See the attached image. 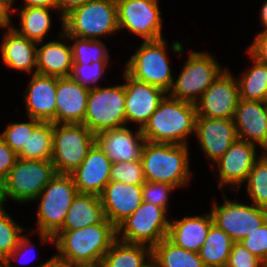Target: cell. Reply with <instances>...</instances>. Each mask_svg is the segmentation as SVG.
Segmentation results:
<instances>
[{"label":"cell","mask_w":267,"mask_h":267,"mask_svg":"<svg viewBox=\"0 0 267 267\" xmlns=\"http://www.w3.org/2000/svg\"><path fill=\"white\" fill-rule=\"evenodd\" d=\"M254 256L267 261V221L240 241Z\"/></svg>","instance_id":"41"},{"label":"cell","mask_w":267,"mask_h":267,"mask_svg":"<svg viewBox=\"0 0 267 267\" xmlns=\"http://www.w3.org/2000/svg\"><path fill=\"white\" fill-rule=\"evenodd\" d=\"M234 241L216 224H212L199 256L205 267H226Z\"/></svg>","instance_id":"31"},{"label":"cell","mask_w":267,"mask_h":267,"mask_svg":"<svg viewBox=\"0 0 267 267\" xmlns=\"http://www.w3.org/2000/svg\"><path fill=\"white\" fill-rule=\"evenodd\" d=\"M184 63L177 80L173 81L168 95L192 103H195L226 69L219 65L214 56L202 51H192Z\"/></svg>","instance_id":"9"},{"label":"cell","mask_w":267,"mask_h":267,"mask_svg":"<svg viewBox=\"0 0 267 267\" xmlns=\"http://www.w3.org/2000/svg\"><path fill=\"white\" fill-rule=\"evenodd\" d=\"M37 45L36 73L56 77H70L73 66L71 44L59 39Z\"/></svg>","instance_id":"26"},{"label":"cell","mask_w":267,"mask_h":267,"mask_svg":"<svg viewBox=\"0 0 267 267\" xmlns=\"http://www.w3.org/2000/svg\"><path fill=\"white\" fill-rule=\"evenodd\" d=\"M36 267H75L69 261L59 258L56 254Z\"/></svg>","instance_id":"49"},{"label":"cell","mask_w":267,"mask_h":267,"mask_svg":"<svg viewBox=\"0 0 267 267\" xmlns=\"http://www.w3.org/2000/svg\"><path fill=\"white\" fill-rule=\"evenodd\" d=\"M239 99L237 79L226 68L195 102L197 116L233 119Z\"/></svg>","instance_id":"14"},{"label":"cell","mask_w":267,"mask_h":267,"mask_svg":"<svg viewBox=\"0 0 267 267\" xmlns=\"http://www.w3.org/2000/svg\"><path fill=\"white\" fill-rule=\"evenodd\" d=\"M188 147L146 141L141 153L146 181L166 183L178 189L188 185L192 173Z\"/></svg>","instance_id":"3"},{"label":"cell","mask_w":267,"mask_h":267,"mask_svg":"<svg viewBox=\"0 0 267 267\" xmlns=\"http://www.w3.org/2000/svg\"><path fill=\"white\" fill-rule=\"evenodd\" d=\"M222 205L213 202L211 214L214 224L223 230L234 242H240L247 234L257 230L267 221V209L242 204L228 199L223 192Z\"/></svg>","instance_id":"12"},{"label":"cell","mask_w":267,"mask_h":267,"mask_svg":"<svg viewBox=\"0 0 267 267\" xmlns=\"http://www.w3.org/2000/svg\"><path fill=\"white\" fill-rule=\"evenodd\" d=\"M257 267H267V261H261Z\"/></svg>","instance_id":"51"},{"label":"cell","mask_w":267,"mask_h":267,"mask_svg":"<svg viewBox=\"0 0 267 267\" xmlns=\"http://www.w3.org/2000/svg\"><path fill=\"white\" fill-rule=\"evenodd\" d=\"M106 220L100 196L78 193L68 209L60 230H76Z\"/></svg>","instance_id":"27"},{"label":"cell","mask_w":267,"mask_h":267,"mask_svg":"<svg viewBox=\"0 0 267 267\" xmlns=\"http://www.w3.org/2000/svg\"><path fill=\"white\" fill-rule=\"evenodd\" d=\"M213 223L211 212L179 220L171 217L166 238L180 248L198 253Z\"/></svg>","instance_id":"24"},{"label":"cell","mask_w":267,"mask_h":267,"mask_svg":"<svg viewBox=\"0 0 267 267\" xmlns=\"http://www.w3.org/2000/svg\"><path fill=\"white\" fill-rule=\"evenodd\" d=\"M111 165L109 157L94 143L80 166L70 173L77 191L100 196L110 182Z\"/></svg>","instance_id":"19"},{"label":"cell","mask_w":267,"mask_h":267,"mask_svg":"<svg viewBox=\"0 0 267 267\" xmlns=\"http://www.w3.org/2000/svg\"><path fill=\"white\" fill-rule=\"evenodd\" d=\"M28 122H11L0 133L3 141L16 153L21 151L33 130L41 123L40 120L28 117Z\"/></svg>","instance_id":"37"},{"label":"cell","mask_w":267,"mask_h":267,"mask_svg":"<svg viewBox=\"0 0 267 267\" xmlns=\"http://www.w3.org/2000/svg\"><path fill=\"white\" fill-rule=\"evenodd\" d=\"M57 77L34 73L25 88L28 117L55 123Z\"/></svg>","instance_id":"23"},{"label":"cell","mask_w":267,"mask_h":267,"mask_svg":"<svg viewBox=\"0 0 267 267\" xmlns=\"http://www.w3.org/2000/svg\"><path fill=\"white\" fill-rule=\"evenodd\" d=\"M247 51L258 61L267 65V30L258 32Z\"/></svg>","instance_id":"44"},{"label":"cell","mask_w":267,"mask_h":267,"mask_svg":"<svg viewBox=\"0 0 267 267\" xmlns=\"http://www.w3.org/2000/svg\"><path fill=\"white\" fill-rule=\"evenodd\" d=\"M23 7H45L58 9V0H23ZM15 3V0H13Z\"/></svg>","instance_id":"48"},{"label":"cell","mask_w":267,"mask_h":267,"mask_svg":"<svg viewBox=\"0 0 267 267\" xmlns=\"http://www.w3.org/2000/svg\"><path fill=\"white\" fill-rule=\"evenodd\" d=\"M55 174L51 160L17 158L0 184V204H5L9 197L20 204L33 202Z\"/></svg>","instance_id":"6"},{"label":"cell","mask_w":267,"mask_h":267,"mask_svg":"<svg viewBox=\"0 0 267 267\" xmlns=\"http://www.w3.org/2000/svg\"><path fill=\"white\" fill-rule=\"evenodd\" d=\"M17 160V154L0 137V184L8 176Z\"/></svg>","instance_id":"43"},{"label":"cell","mask_w":267,"mask_h":267,"mask_svg":"<svg viewBox=\"0 0 267 267\" xmlns=\"http://www.w3.org/2000/svg\"><path fill=\"white\" fill-rule=\"evenodd\" d=\"M100 198L106 219L117 228L143 202L142 185L110 181Z\"/></svg>","instance_id":"20"},{"label":"cell","mask_w":267,"mask_h":267,"mask_svg":"<svg viewBox=\"0 0 267 267\" xmlns=\"http://www.w3.org/2000/svg\"><path fill=\"white\" fill-rule=\"evenodd\" d=\"M257 145L245 140L236 139L227 152L214 163L218 171V189L224 190L230 186L231 190L239 191V188L248 178L254 163L261 157L257 156Z\"/></svg>","instance_id":"15"},{"label":"cell","mask_w":267,"mask_h":267,"mask_svg":"<svg viewBox=\"0 0 267 267\" xmlns=\"http://www.w3.org/2000/svg\"><path fill=\"white\" fill-rule=\"evenodd\" d=\"M33 243H31V240L27 237V235H23L17 245V247L12 251V253L6 258L4 259V261L2 262V264L4 265V267H11V265L13 264L12 261L16 260V262H19L17 260H20L21 258L24 259V256H26L27 252H29L28 250L31 249L33 252ZM31 252V251H30ZM31 252V253H32ZM35 254V252H34ZM28 257V256H27ZM34 257V256H33ZM26 258V257H25ZM22 260V259H21ZM24 262L22 263H28L27 261L25 262V260H23ZM30 261H32L31 259H29V263ZM20 263V262H19ZM22 265V264H21Z\"/></svg>","instance_id":"45"},{"label":"cell","mask_w":267,"mask_h":267,"mask_svg":"<svg viewBox=\"0 0 267 267\" xmlns=\"http://www.w3.org/2000/svg\"><path fill=\"white\" fill-rule=\"evenodd\" d=\"M151 264V247L116 238L103 256L100 265L102 267H149Z\"/></svg>","instance_id":"28"},{"label":"cell","mask_w":267,"mask_h":267,"mask_svg":"<svg viewBox=\"0 0 267 267\" xmlns=\"http://www.w3.org/2000/svg\"><path fill=\"white\" fill-rule=\"evenodd\" d=\"M79 192L70 174H55L34 200L37 208V227L40 242L54 245L53 236L62 228L69 207ZM40 201H38V200Z\"/></svg>","instance_id":"4"},{"label":"cell","mask_w":267,"mask_h":267,"mask_svg":"<svg viewBox=\"0 0 267 267\" xmlns=\"http://www.w3.org/2000/svg\"><path fill=\"white\" fill-rule=\"evenodd\" d=\"M145 142L141 129L133 132L127 125L95 134V143L112 163L141 160Z\"/></svg>","instance_id":"18"},{"label":"cell","mask_w":267,"mask_h":267,"mask_svg":"<svg viewBox=\"0 0 267 267\" xmlns=\"http://www.w3.org/2000/svg\"><path fill=\"white\" fill-rule=\"evenodd\" d=\"M69 37L100 40L119 32L116 0H88L63 17Z\"/></svg>","instance_id":"5"},{"label":"cell","mask_w":267,"mask_h":267,"mask_svg":"<svg viewBox=\"0 0 267 267\" xmlns=\"http://www.w3.org/2000/svg\"><path fill=\"white\" fill-rule=\"evenodd\" d=\"M56 255L77 266L100 265L105 253L117 238L116 227L103 223L76 230H59L54 236Z\"/></svg>","instance_id":"1"},{"label":"cell","mask_w":267,"mask_h":267,"mask_svg":"<svg viewBox=\"0 0 267 267\" xmlns=\"http://www.w3.org/2000/svg\"><path fill=\"white\" fill-rule=\"evenodd\" d=\"M95 135L84 124L53 123V150L51 162L57 174H70L80 166Z\"/></svg>","instance_id":"10"},{"label":"cell","mask_w":267,"mask_h":267,"mask_svg":"<svg viewBox=\"0 0 267 267\" xmlns=\"http://www.w3.org/2000/svg\"><path fill=\"white\" fill-rule=\"evenodd\" d=\"M53 150V123L41 122L22 146L17 158L26 160H51Z\"/></svg>","instance_id":"33"},{"label":"cell","mask_w":267,"mask_h":267,"mask_svg":"<svg viewBox=\"0 0 267 267\" xmlns=\"http://www.w3.org/2000/svg\"><path fill=\"white\" fill-rule=\"evenodd\" d=\"M167 42L164 37L142 41L141 46L129 58L124 71L135 80L161 88L168 93L174 77L166 52Z\"/></svg>","instance_id":"7"},{"label":"cell","mask_w":267,"mask_h":267,"mask_svg":"<svg viewBox=\"0 0 267 267\" xmlns=\"http://www.w3.org/2000/svg\"><path fill=\"white\" fill-rule=\"evenodd\" d=\"M109 62H94L91 64H73L70 77L89 89L96 88L103 78Z\"/></svg>","instance_id":"39"},{"label":"cell","mask_w":267,"mask_h":267,"mask_svg":"<svg viewBox=\"0 0 267 267\" xmlns=\"http://www.w3.org/2000/svg\"><path fill=\"white\" fill-rule=\"evenodd\" d=\"M94 135L126 125L124 84L89 91L83 123Z\"/></svg>","instance_id":"8"},{"label":"cell","mask_w":267,"mask_h":267,"mask_svg":"<svg viewBox=\"0 0 267 267\" xmlns=\"http://www.w3.org/2000/svg\"><path fill=\"white\" fill-rule=\"evenodd\" d=\"M167 211L143 201L117 228V238L124 242L153 248L167 237L170 219Z\"/></svg>","instance_id":"11"},{"label":"cell","mask_w":267,"mask_h":267,"mask_svg":"<svg viewBox=\"0 0 267 267\" xmlns=\"http://www.w3.org/2000/svg\"><path fill=\"white\" fill-rule=\"evenodd\" d=\"M152 264L155 267H205L199 253L180 248L167 238L152 248Z\"/></svg>","instance_id":"32"},{"label":"cell","mask_w":267,"mask_h":267,"mask_svg":"<svg viewBox=\"0 0 267 267\" xmlns=\"http://www.w3.org/2000/svg\"><path fill=\"white\" fill-rule=\"evenodd\" d=\"M261 262L240 242H234L226 267H257Z\"/></svg>","instance_id":"42"},{"label":"cell","mask_w":267,"mask_h":267,"mask_svg":"<svg viewBox=\"0 0 267 267\" xmlns=\"http://www.w3.org/2000/svg\"><path fill=\"white\" fill-rule=\"evenodd\" d=\"M38 43L19 35L12 27H7L1 45L0 55L9 69L34 74L37 69Z\"/></svg>","instance_id":"25"},{"label":"cell","mask_w":267,"mask_h":267,"mask_svg":"<svg viewBox=\"0 0 267 267\" xmlns=\"http://www.w3.org/2000/svg\"><path fill=\"white\" fill-rule=\"evenodd\" d=\"M176 187L159 182L145 181L142 185V199L145 202L164 208L168 212V197Z\"/></svg>","instance_id":"40"},{"label":"cell","mask_w":267,"mask_h":267,"mask_svg":"<svg viewBox=\"0 0 267 267\" xmlns=\"http://www.w3.org/2000/svg\"><path fill=\"white\" fill-rule=\"evenodd\" d=\"M77 267H102L101 265H95V266H77Z\"/></svg>","instance_id":"52"},{"label":"cell","mask_w":267,"mask_h":267,"mask_svg":"<svg viewBox=\"0 0 267 267\" xmlns=\"http://www.w3.org/2000/svg\"><path fill=\"white\" fill-rule=\"evenodd\" d=\"M60 39L72 41L73 64H91L94 62H109V49L105 43L100 40H91L79 37H69L63 32L61 25ZM65 39V40H64Z\"/></svg>","instance_id":"34"},{"label":"cell","mask_w":267,"mask_h":267,"mask_svg":"<svg viewBox=\"0 0 267 267\" xmlns=\"http://www.w3.org/2000/svg\"><path fill=\"white\" fill-rule=\"evenodd\" d=\"M88 0H58V12L60 13V21L63 25V17L68 14L71 10L74 8H77L79 6H82L84 3H86Z\"/></svg>","instance_id":"47"},{"label":"cell","mask_w":267,"mask_h":267,"mask_svg":"<svg viewBox=\"0 0 267 267\" xmlns=\"http://www.w3.org/2000/svg\"><path fill=\"white\" fill-rule=\"evenodd\" d=\"M12 5L13 0H0V28L6 29L13 24L11 23V16L14 15V12H12L14 9Z\"/></svg>","instance_id":"46"},{"label":"cell","mask_w":267,"mask_h":267,"mask_svg":"<svg viewBox=\"0 0 267 267\" xmlns=\"http://www.w3.org/2000/svg\"><path fill=\"white\" fill-rule=\"evenodd\" d=\"M253 65L238 76L239 98L245 101L267 102V65L246 51Z\"/></svg>","instance_id":"30"},{"label":"cell","mask_w":267,"mask_h":267,"mask_svg":"<svg viewBox=\"0 0 267 267\" xmlns=\"http://www.w3.org/2000/svg\"><path fill=\"white\" fill-rule=\"evenodd\" d=\"M198 144L214 172V163L224 155L237 139L234 119L197 116L195 134ZM213 163V164H212Z\"/></svg>","instance_id":"17"},{"label":"cell","mask_w":267,"mask_h":267,"mask_svg":"<svg viewBox=\"0 0 267 267\" xmlns=\"http://www.w3.org/2000/svg\"><path fill=\"white\" fill-rule=\"evenodd\" d=\"M123 76L126 125L135 123L142 130L168 93L161 88L135 80L125 71Z\"/></svg>","instance_id":"16"},{"label":"cell","mask_w":267,"mask_h":267,"mask_svg":"<svg viewBox=\"0 0 267 267\" xmlns=\"http://www.w3.org/2000/svg\"><path fill=\"white\" fill-rule=\"evenodd\" d=\"M196 118L195 103L175 99L167 94L142 133L146 141L188 145L187 139L195 134Z\"/></svg>","instance_id":"2"},{"label":"cell","mask_w":267,"mask_h":267,"mask_svg":"<svg viewBox=\"0 0 267 267\" xmlns=\"http://www.w3.org/2000/svg\"><path fill=\"white\" fill-rule=\"evenodd\" d=\"M260 22L263 26V30H267V0L263 3L260 9Z\"/></svg>","instance_id":"50"},{"label":"cell","mask_w":267,"mask_h":267,"mask_svg":"<svg viewBox=\"0 0 267 267\" xmlns=\"http://www.w3.org/2000/svg\"><path fill=\"white\" fill-rule=\"evenodd\" d=\"M27 230L5 211L4 204H0V263L17 247L22 232Z\"/></svg>","instance_id":"36"},{"label":"cell","mask_w":267,"mask_h":267,"mask_svg":"<svg viewBox=\"0 0 267 267\" xmlns=\"http://www.w3.org/2000/svg\"><path fill=\"white\" fill-rule=\"evenodd\" d=\"M233 119L238 139L267 152V102L239 99Z\"/></svg>","instance_id":"21"},{"label":"cell","mask_w":267,"mask_h":267,"mask_svg":"<svg viewBox=\"0 0 267 267\" xmlns=\"http://www.w3.org/2000/svg\"><path fill=\"white\" fill-rule=\"evenodd\" d=\"M22 8V9H21ZM13 9V12H19L20 27L17 28L13 24L11 25L19 35L24 36L35 42L45 41L52 29L51 11H58V9H51L45 7H21Z\"/></svg>","instance_id":"29"},{"label":"cell","mask_w":267,"mask_h":267,"mask_svg":"<svg viewBox=\"0 0 267 267\" xmlns=\"http://www.w3.org/2000/svg\"><path fill=\"white\" fill-rule=\"evenodd\" d=\"M110 181L143 185L146 181L141 160L112 163Z\"/></svg>","instance_id":"38"},{"label":"cell","mask_w":267,"mask_h":267,"mask_svg":"<svg viewBox=\"0 0 267 267\" xmlns=\"http://www.w3.org/2000/svg\"><path fill=\"white\" fill-rule=\"evenodd\" d=\"M89 91L71 77H57L55 124H82Z\"/></svg>","instance_id":"22"},{"label":"cell","mask_w":267,"mask_h":267,"mask_svg":"<svg viewBox=\"0 0 267 267\" xmlns=\"http://www.w3.org/2000/svg\"><path fill=\"white\" fill-rule=\"evenodd\" d=\"M244 185L252 204L267 209V152L254 163Z\"/></svg>","instance_id":"35"},{"label":"cell","mask_w":267,"mask_h":267,"mask_svg":"<svg viewBox=\"0 0 267 267\" xmlns=\"http://www.w3.org/2000/svg\"><path fill=\"white\" fill-rule=\"evenodd\" d=\"M119 31L126 29L143 41L163 38L159 0H116Z\"/></svg>","instance_id":"13"}]
</instances>
